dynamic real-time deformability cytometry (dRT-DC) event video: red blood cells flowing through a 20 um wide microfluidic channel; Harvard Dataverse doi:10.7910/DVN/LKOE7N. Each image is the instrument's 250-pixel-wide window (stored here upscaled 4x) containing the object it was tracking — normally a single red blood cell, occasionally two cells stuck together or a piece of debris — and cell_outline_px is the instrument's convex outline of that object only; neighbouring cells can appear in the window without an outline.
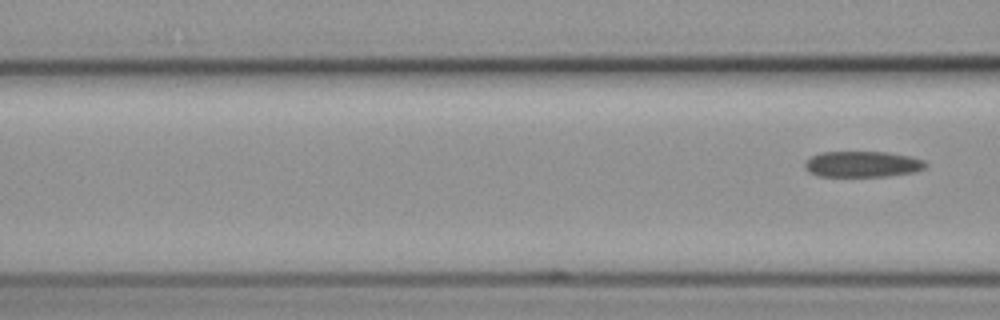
{"species": "common noctule bat (a hibernating species)", "species_latin": "Nyctalus noctula", "temperature_condition": "cold", "stored_images_in_passage": 4, "camera_frame_rate_fps": 3000, "um_per_image_px": 0.085, "animal": {"sex": "female", "body_mass_g": 19.3, "forearm_length_mm": 54.1}, "frame": {"image": 1, "passage_image": 4, "time_ms": 3.333, "image_size_px": [1000, 320], "cell_outline_px": [[928, 164], [924, 168], [912, 172], [888, 176], [816, 176], [808, 172], [804, 168], [804, 164], [812, 156], [820, 152], [888, 152], [908, 156], [924, 160]], "centroid_in_image_um": [73.28, 13.95], "position_along_channel_um": 93.3, "area_um2": 18.21}}